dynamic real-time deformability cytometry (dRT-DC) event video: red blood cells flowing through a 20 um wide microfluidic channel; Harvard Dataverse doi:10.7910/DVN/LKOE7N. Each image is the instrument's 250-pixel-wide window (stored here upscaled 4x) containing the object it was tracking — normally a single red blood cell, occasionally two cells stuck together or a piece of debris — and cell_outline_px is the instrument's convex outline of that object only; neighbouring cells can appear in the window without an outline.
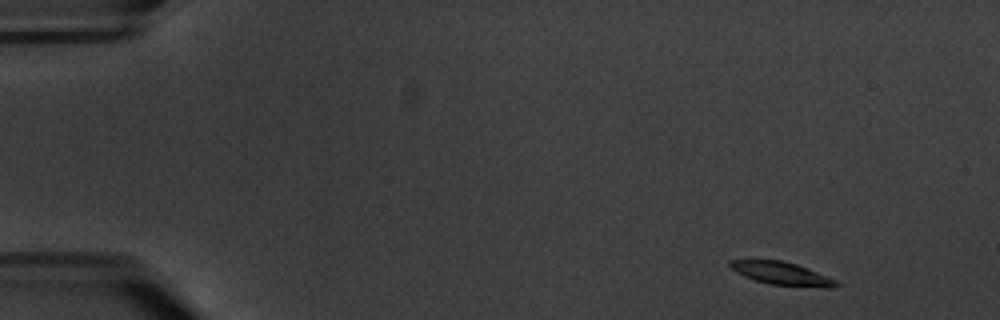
{"species": "common noctule bat (a hibernating species)", "species_latin": "Nyctalus noctula", "temperature_condition": "warm", "stored_images_in_passage": 3, "camera_frame_rate_fps": 3000, "um_per_image_px": 0.085, "animal": {"sex": "male", "body_mass_g": 20.1, "forearm_length_mm": 53.5}, "frame": {"image": 1, "passage_image": 1, "time_ms": 0.0, "image_size_px": [1000, 320], "cell_outline_px": [[840, 284], [832, 288], [824, 288], [768, 284], [744, 276], [736, 272], [728, 264], [732, 260], [780, 260], [796, 264], [828, 276], [836, 280]], "centroid_in_image_um": [66.49, 23.26], "position_along_channel_um": 18.5, "area_um2": 14.1}}